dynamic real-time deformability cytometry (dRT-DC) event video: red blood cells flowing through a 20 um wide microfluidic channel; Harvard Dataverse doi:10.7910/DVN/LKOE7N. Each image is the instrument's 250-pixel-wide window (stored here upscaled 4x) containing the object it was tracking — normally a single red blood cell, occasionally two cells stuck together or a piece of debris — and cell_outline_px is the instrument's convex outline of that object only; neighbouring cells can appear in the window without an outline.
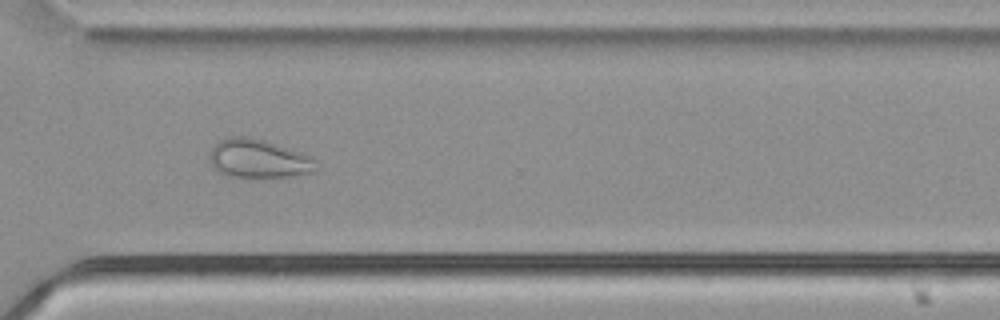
{"species": "common noctule bat (a hibernating species)", "species_latin": "Nyctalus noctula", "temperature_condition": "cold", "stored_images_in_passage": 54, "camera_frame_rate_fps": 3000, "um_per_image_px": 0.085, "animal": {"sex": "male", "body_mass_g": 21.5, "forearm_length_mm": 52.0}, "frame": {"image": 1, "passage_image": 40, "time_ms": 13.0, "image_size_px": [1000, 320], "cell_outline_px": [[316, 172], [288, 176], [228, 176], [220, 172], [212, 164], [208, 156], [212, 148], [220, 140], [228, 136], [252, 136], [300, 152], [312, 160]], "centroid_in_image_um": [21.9, 13.46], "position_along_channel_um": 348.7, "area_um2": 23.35}}
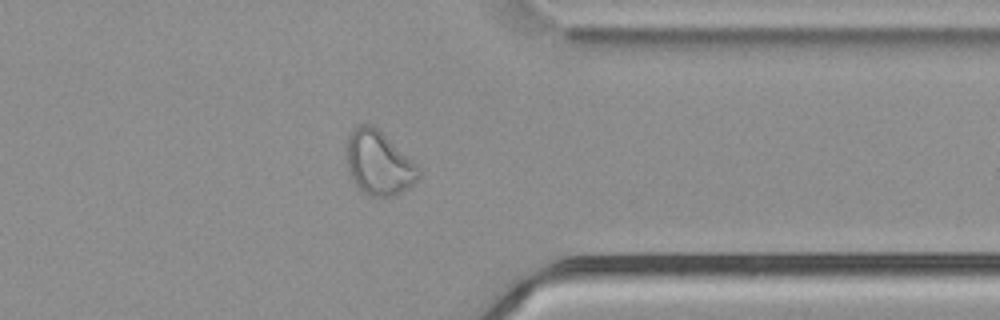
{"frame": {"image": 2, "passage_image": 43, "time_ms": 14.0, "image_size_px": [1000, 320], "cell_outline_px": [[420, 176], [408, 188], [396, 196], [368, 196], [352, 180], [348, 168], [348, 136], [352, 128], [360, 124], [372, 124], [416, 164], [420, 168]], "centroid_in_image_um": [32.2, 13.87], "position_along_channel_um": 379.2, "area_um2": 26.41}}
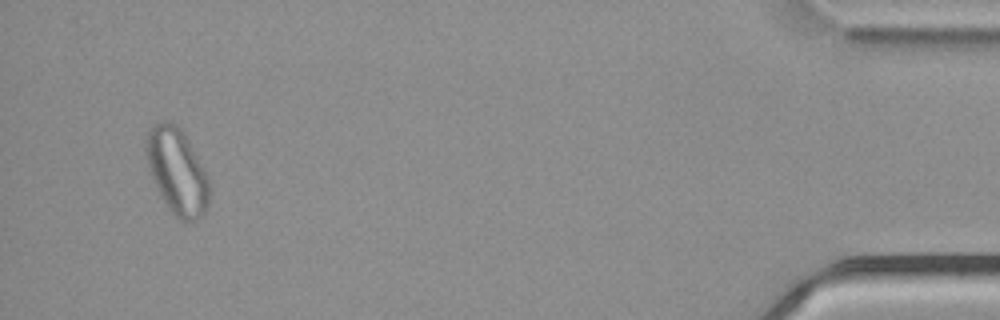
{"frame": {"image": 3, "passage_image": 52, "time_ms": 17.0, "image_size_px": [1000, 320], "cell_outline_px": [[208, 204], [204, 212], [196, 220], [180, 220], [172, 212], [156, 188], [148, 168], [144, 148], [144, 144], [148, 132], [152, 124], [160, 120], [168, 120], [176, 124], [184, 132], [208, 176]], "centroid_in_image_um": [15.01, 14.49], "position_along_channel_um": 420.2, "area_um2": 31.56}, "authors_computed_cell_mechanics": {"area_um2": 28.7555, "velocity_mm_per_s": 3.7776, "shape_relaxation_time_tau1_ms": null, "shape_relaxation_time_tau2_ms": 1.8367, "deformation_change_tau1": null, "deformation_change_tau2": 0.0682}}